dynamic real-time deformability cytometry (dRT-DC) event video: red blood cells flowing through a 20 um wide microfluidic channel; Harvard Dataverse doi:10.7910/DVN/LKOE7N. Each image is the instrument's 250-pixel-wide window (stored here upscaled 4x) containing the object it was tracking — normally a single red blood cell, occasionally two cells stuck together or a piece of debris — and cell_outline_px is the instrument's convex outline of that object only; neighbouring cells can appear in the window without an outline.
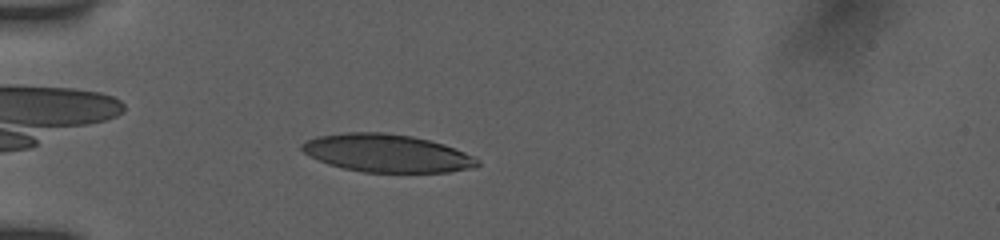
{"species": "human", "species_latin": "Homo sapiens", "temperature_condition": "room temperature", "stored_images_in_passage": 42, "camera_frame_rate_fps": 3000, "um_per_image_px": 0.085, "donor": {"sex": "female"}, "frame": {"image": 1, "passage_image": 5, "time_ms": 1.333, "image_size_px": [1000, 240], "cell_outline_px": [[480, 164], [476, 168], [448, 172], [364, 172], [344, 168], [328, 164], [304, 152], [300, 148], [300, 144], [316, 136], [344, 132], [380, 132], [412, 136], [444, 144], [476, 156], [480, 160]], "centroid_in_image_um": [32.93, 13.02], "position_along_channel_um": 52.1, "area_um2": 38.84}}
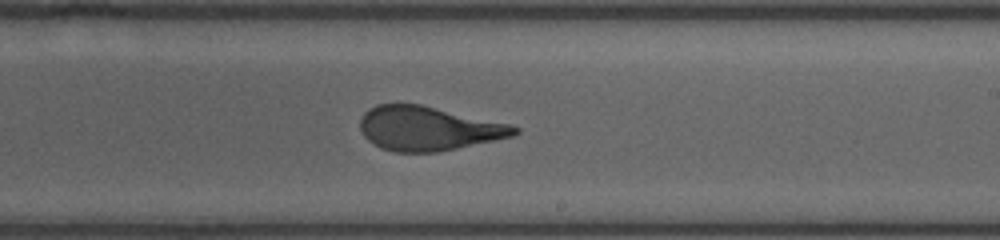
{"frame": {"image": 2, "passage_image": 22, "time_ms": 7.0, "image_size_px": [1000, 240], "cell_outline_px": [[520, 132], [516, 136], [436, 152], [396, 152], [380, 148], [368, 140], [364, 136], [360, 128], [360, 116], [368, 108], [376, 104], [420, 104], [512, 124], [520, 128]], "centroid_in_image_um": [36.42, 10.91], "position_along_channel_um": 252.6, "area_um2": 39.94}}
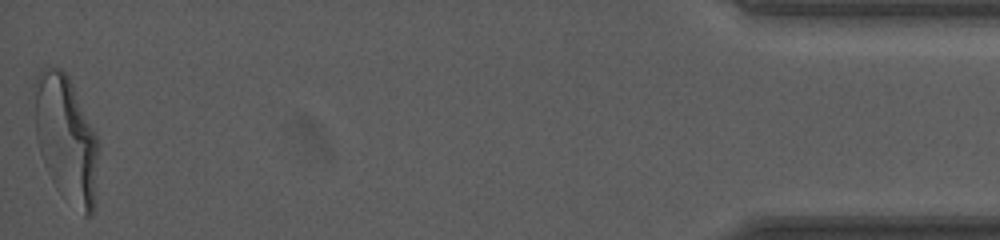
{"frame": {"image": 3, "passage_image": 42, "time_ms": 13.667, "image_size_px": [1000, 240], "cell_outline_px": [[100, 148], [92, 216], [84, 216], [44, 164], [36, 140], [32, 84], [36, 76], [44, 68], [60, 68], [68, 76], [96, 132], [100, 144]], "centroid_in_image_um": [5.62, 11.66], "position_along_channel_um": 429.6, "area_um2": 46.41}, "authors_computed_cell_mechanics": {"area_um2": 40.749, "velocity_mm_per_s": 3.896, "shape_relaxation_time_tau1_ms": 5.1956, "shape_relaxation_time_tau2_ms": 0.8278, "deformation_change_tau1": 0.2266, "deformation_change_tau2": 0.0978}}